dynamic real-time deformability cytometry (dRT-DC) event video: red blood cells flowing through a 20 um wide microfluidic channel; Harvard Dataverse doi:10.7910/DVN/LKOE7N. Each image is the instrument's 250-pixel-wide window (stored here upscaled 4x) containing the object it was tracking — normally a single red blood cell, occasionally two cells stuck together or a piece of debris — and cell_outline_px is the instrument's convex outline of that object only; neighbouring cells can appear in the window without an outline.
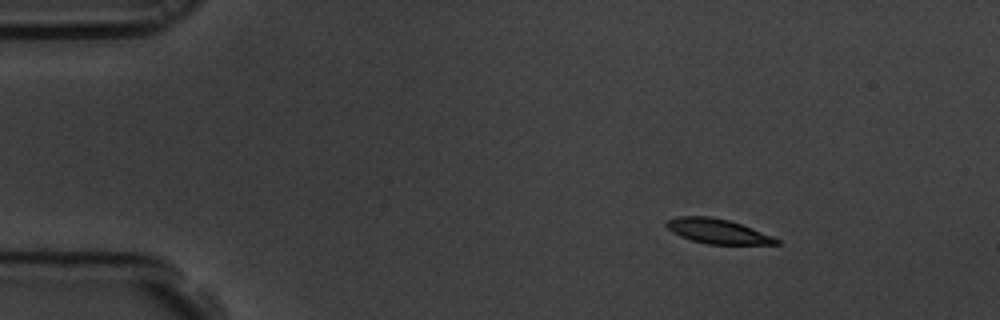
{"species": "common noctule bat (a hibernating species)", "species_latin": "Nyctalus noctula", "temperature_condition": "room temperature", "stored_images_in_passage": 5, "camera_frame_rate_fps": 3000, "um_per_image_px": 0.085, "animal": {"sex": "male", "body_mass_g": 19.5, "forearm_length_mm": 54.6}, "frame": {"image": 1, "passage_image": 1, "time_ms": 0.0, "image_size_px": [1000, 320], "cell_outline_px": [[780, 244], [708, 244], [692, 240], [680, 236], [672, 232], [664, 224], [664, 220], [676, 216], [708, 216], [728, 220], [752, 228], [772, 236], [780, 240]], "centroid_in_image_um": [60.94, 19.64], "position_along_channel_um": 24.1, "area_um2": 15.78}}
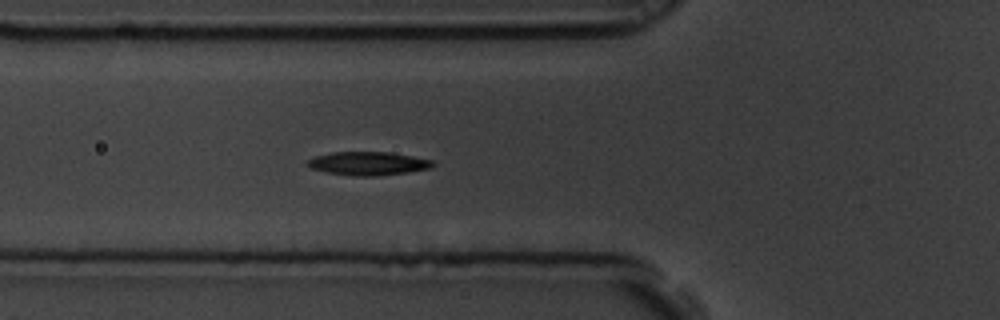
{"frame": {"image": 2, "passage_image": 5, "time_ms": 1.333, "image_size_px": [1000, 320], "cell_outline_px": [[436, 164], [428, 168], [408, 172], [380, 176], [352, 176], [328, 172], [312, 168], [308, 164], [308, 160], [316, 156], [332, 152], [388, 152], [412, 156], [432, 160]], "centroid_in_image_um": [31.32, 13.9], "position_along_channel_um": 94.5, "area_um2": 16.94}}